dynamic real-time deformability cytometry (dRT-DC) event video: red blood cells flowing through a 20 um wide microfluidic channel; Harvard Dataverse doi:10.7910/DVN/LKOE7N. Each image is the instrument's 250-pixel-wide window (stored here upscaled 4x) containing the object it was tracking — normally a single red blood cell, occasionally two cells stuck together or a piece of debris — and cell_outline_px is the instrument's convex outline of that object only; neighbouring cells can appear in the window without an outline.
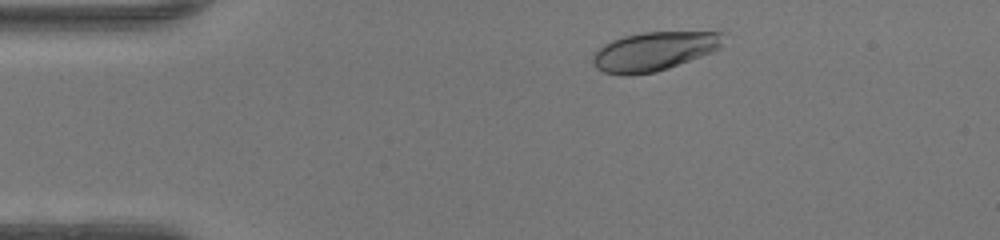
{"species": "human", "species_latin": "Homo sapiens", "temperature_condition": "warm", "stored_images_in_passage": 44, "camera_frame_rate_fps": 3000, "um_per_image_px": 0.085, "donor": {"sex": "female"}, "frame": {"image": 1, "passage_image": 4, "time_ms": 1.0, "image_size_px": [1000, 240], "cell_outline_px": [[728, 32], [720, 48], [712, 52], [668, 68], [656, 72], [628, 76], [624, 76], [604, 72], [596, 68], [592, 64], [592, 56], [604, 44], [612, 40], [624, 36], [644, 32]], "centroid_in_image_um": [55.61, 4.36], "position_along_channel_um": 29.4, "area_um2": 29.77}}
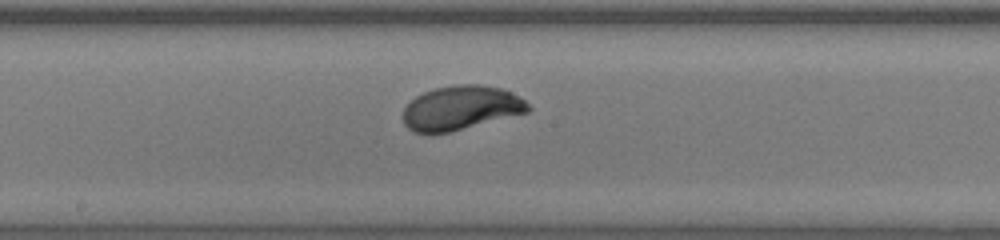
{"frame": {"image": 2, "passage_image": 21, "time_ms": 6.667, "image_size_px": [1000, 240], "cell_outline_px": [[532, 108], [528, 112], [432, 136], [416, 132], [408, 128], [404, 124], [404, 108], [416, 96], [424, 92], [436, 88], [460, 84], [480, 84], [500, 88], [512, 92], [524, 100]], "centroid_in_image_um": [39.16, 9.18], "position_along_channel_um": 209.0, "area_um2": 32.14}}
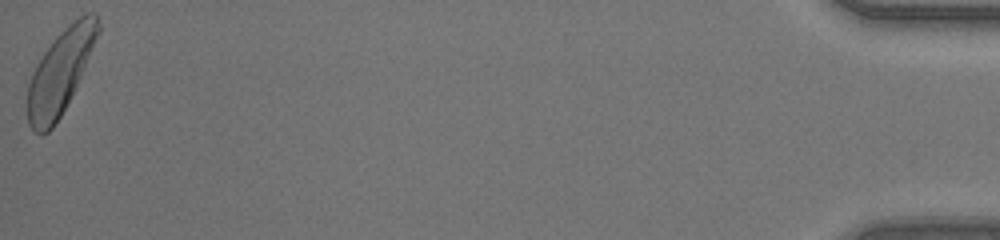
{"frame": {"image": 3, "passage_image": 44, "time_ms": 14.333, "image_size_px": [1000, 240], "cell_outline_px": [[100, 28], [80, 76], [60, 116], [52, 128], [48, 132], [40, 136], [32, 132], [28, 124], [28, 84], [32, 72], [36, 64], [44, 52], [56, 36], [68, 24], [80, 16], [88, 12], [96, 12], [100, 24]], "centroid_in_image_um": [5.08, 6.13], "position_along_channel_um": 430.1, "area_um2": 33.64}, "authors_computed_cell_mechanics": {"area_um2": 32.2524, "velocity_mm_per_s": 4.2347, "shape_relaxation_time_tau1_ms": 2.2932, "shape_relaxation_time_tau2_ms": null, "deformation_change_tau1": 0.1515, "deformation_change_tau2": null}}